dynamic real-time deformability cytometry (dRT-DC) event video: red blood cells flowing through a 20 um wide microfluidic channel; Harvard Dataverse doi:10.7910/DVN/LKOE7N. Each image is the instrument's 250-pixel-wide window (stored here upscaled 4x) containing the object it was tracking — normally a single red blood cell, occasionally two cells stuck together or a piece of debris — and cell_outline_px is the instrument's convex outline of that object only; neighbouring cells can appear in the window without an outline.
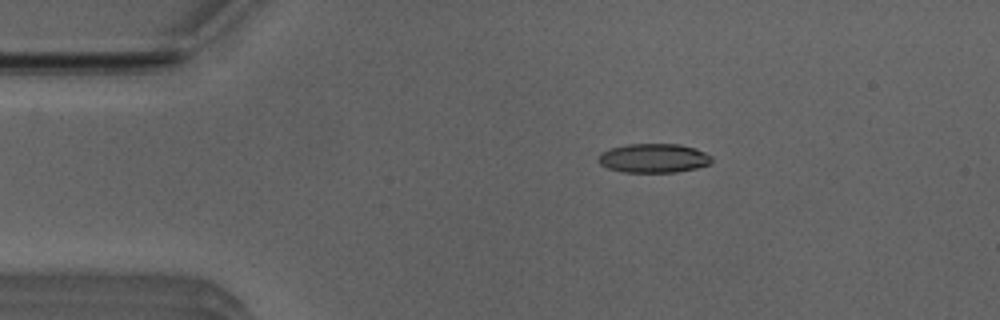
{"species": "Egyptian fruit bat (a non-hibernating species)", "species_latin": "Rousettus aegyptiacus", "temperature_condition": "room temperature", "stored_images_in_passage": 44, "camera_frame_rate_fps": 3000, "um_per_image_px": 0.085, "animal": {"sex": "male"}, "frame": {"image": 1, "passage_image": 1, "time_ms": 0.0, "image_size_px": [1000, 320], "cell_outline_px": [[712, 160], [708, 164], [696, 168], [676, 172], [624, 172], [608, 168], [600, 164], [596, 160], [600, 152], [612, 148], [628, 144], [680, 144], [696, 148], [712, 156]], "centroid_in_image_um": [55.54, 13.44], "position_along_channel_um": 29.5, "area_um2": 19.25}}
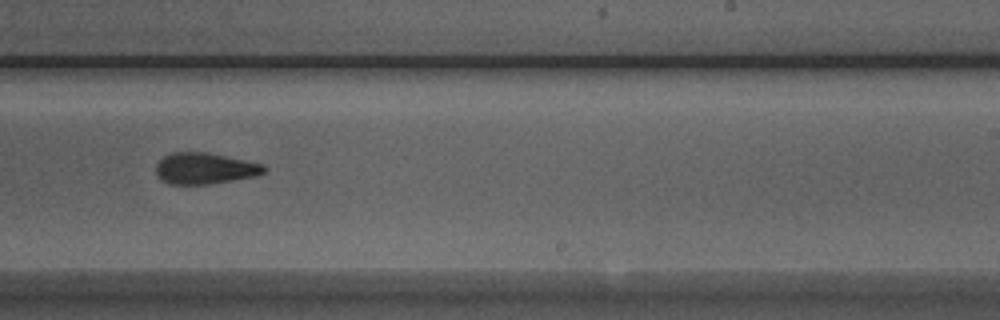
{"frame": {"image": 2, "passage_image": 23, "time_ms": 7.333, "image_size_px": [1000, 320], "cell_outline_px": [[268, 168], [264, 172], [256, 176], [208, 184], [168, 184], [156, 172], [156, 164], [164, 156], [172, 152], [208, 152], [264, 164]], "centroid_in_image_um": [17.44, 14.3], "position_along_channel_um": 271.6, "area_um2": 19.59}}
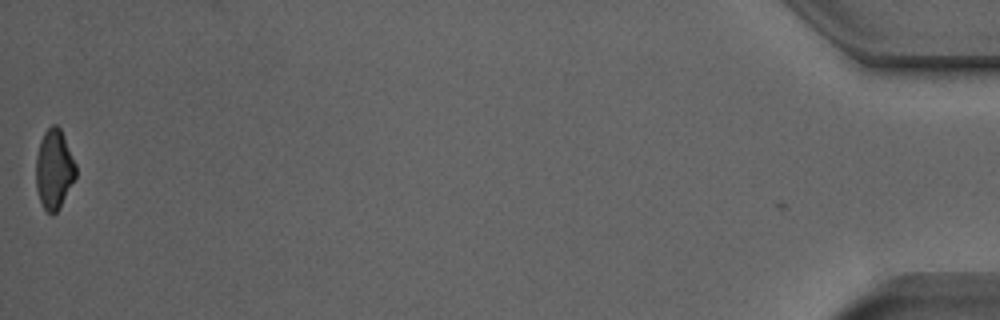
{"frame": {"image": 3, "passage_image": 43, "time_ms": 14.0, "image_size_px": [1000, 320], "cell_outline_px": [[76, 176], [60, 208], [52, 216], [44, 208], [40, 200], [36, 188], [36, 156], [40, 140], [44, 132], [52, 124], [56, 124], [60, 128], [64, 136], [76, 164]], "centroid_in_image_um": [4.6, 14.38], "position_along_channel_um": 430.6, "area_um2": 18.55}, "authors_computed_cell_mechanics": {"area_um2": 19.9699, "velocity_mm_per_s": 3.9766, "shape_relaxation_time_tau1_ms": 8.9459, "shape_relaxation_time_tau2_ms": 5.0703, "deformation_change_tau1": 0.1971, "deformation_change_tau2": 0.1504}}